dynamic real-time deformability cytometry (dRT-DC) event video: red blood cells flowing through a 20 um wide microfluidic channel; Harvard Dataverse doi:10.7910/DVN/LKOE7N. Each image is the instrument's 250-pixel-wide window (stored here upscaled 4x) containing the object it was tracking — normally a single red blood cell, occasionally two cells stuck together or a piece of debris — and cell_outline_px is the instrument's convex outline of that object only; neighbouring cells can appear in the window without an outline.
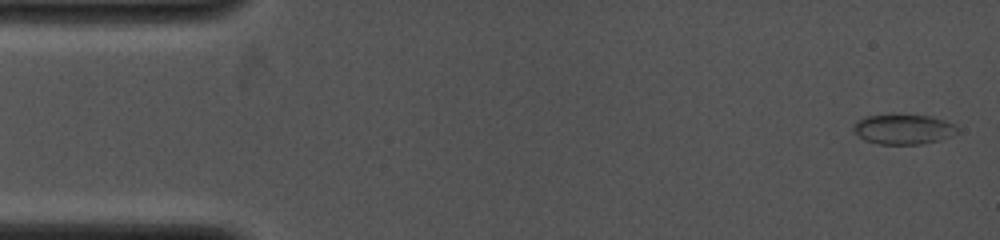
{"species": "common noctule bat (a hibernating species)", "species_latin": "Nyctalus noctula", "temperature_condition": "cold", "stored_images_in_passage": 6, "camera_frame_rate_fps": 4000, "um_per_image_px": 0.085, "animal": {"sex": "female", "body_mass_g": 19.0, "forearm_length_mm": 53.3}, "frame": {"image": 1, "passage_image": 1, "time_ms": 0.0, "image_size_px": [1000, 240], "cell_outline_px": [[956, 132], [940, 140], [920, 144], [880, 144], [864, 140], [852, 128], [856, 120], [868, 116], [928, 116], [944, 120], [952, 124], [956, 128]], "centroid_in_image_um": [76.74, 11.01], "position_along_channel_um": 8.3, "area_um2": 17.46}}
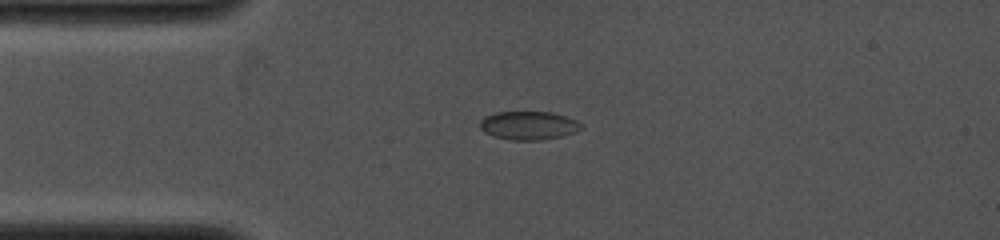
{"frame": {"image": 2, "passage_image": 5, "time_ms": 3.0, "image_size_px": [1000, 240], "cell_outline_px": [[584, 128], [576, 132], [560, 136], [540, 140], [512, 140], [496, 136], [484, 132], [480, 128], [480, 120], [484, 116], [496, 112], [552, 112], [576, 120], [584, 124]], "centroid_in_image_um": [44.96, 10.66], "position_along_channel_um": 40.0, "area_um2": 16.82}}